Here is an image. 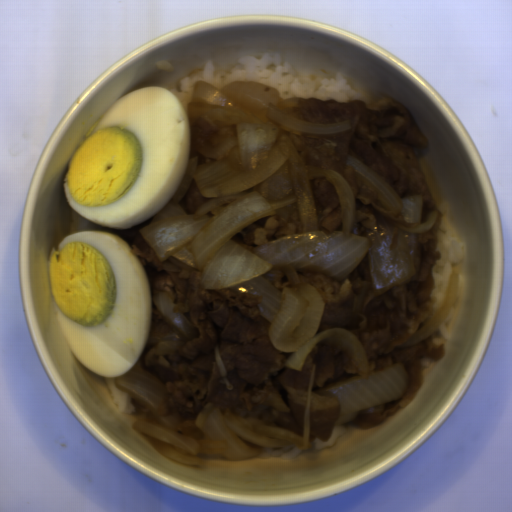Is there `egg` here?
I'll use <instances>...</instances> for the list:
<instances>
[{"instance_id":"d2b9013d","label":"egg","mask_w":512,"mask_h":512,"mask_svg":"<svg viewBox=\"0 0 512 512\" xmlns=\"http://www.w3.org/2000/svg\"><path fill=\"white\" fill-rule=\"evenodd\" d=\"M188 111L162 86L137 88L92 125L67 162L64 196L86 220L130 230L173 199L189 166Z\"/></svg>"},{"instance_id":"2799bb9f","label":"egg","mask_w":512,"mask_h":512,"mask_svg":"<svg viewBox=\"0 0 512 512\" xmlns=\"http://www.w3.org/2000/svg\"><path fill=\"white\" fill-rule=\"evenodd\" d=\"M120 236L74 232L49 252L55 315L78 362L117 379L137 366L149 339L153 294L146 268Z\"/></svg>"}]
</instances>
